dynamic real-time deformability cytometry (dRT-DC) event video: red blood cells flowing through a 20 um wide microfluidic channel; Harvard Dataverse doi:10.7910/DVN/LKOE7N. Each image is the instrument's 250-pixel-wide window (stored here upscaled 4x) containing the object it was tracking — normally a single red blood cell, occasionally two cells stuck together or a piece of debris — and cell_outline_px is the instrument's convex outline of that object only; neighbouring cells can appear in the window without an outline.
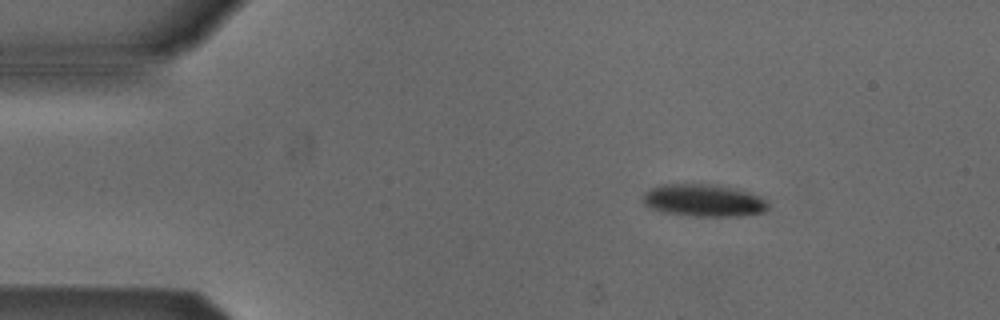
{"species": "Egyptian fruit bat (a non-hibernating species)", "species_latin": "Rousettus aegyptiacus", "temperature_condition": "cold", "stored_images_in_passage": 5, "camera_frame_rate_fps": 3000, "um_per_image_px": 0.085, "animal": {"sex": "male"}, "frame": {"image": 1, "passage_image": 3, "time_ms": 2.333, "image_size_px": [1000, 320], "cell_outline_px": [[768, 208], [764, 212], [740, 216], [696, 216], [664, 212], [652, 208], [644, 204], [640, 200], [644, 192], [648, 188], [660, 184], [716, 184], [736, 188], [752, 192], [764, 196], [768, 200]], "centroid_in_image_um": [59.84, 17.01], "position_along_channel_um": 25.2, "area_um2": 24.16}}